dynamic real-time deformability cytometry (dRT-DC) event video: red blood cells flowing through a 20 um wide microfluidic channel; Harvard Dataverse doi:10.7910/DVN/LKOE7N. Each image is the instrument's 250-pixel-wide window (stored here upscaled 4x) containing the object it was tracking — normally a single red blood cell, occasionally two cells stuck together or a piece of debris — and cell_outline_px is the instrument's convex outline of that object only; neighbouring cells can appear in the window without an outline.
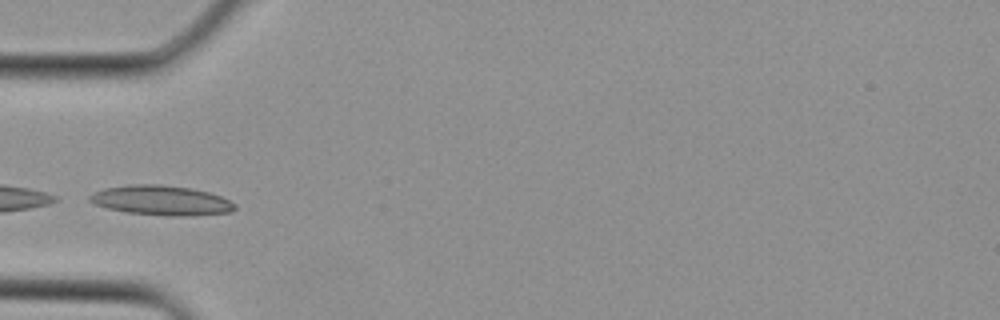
{"species": "Egyptian fruit bat (a non-hibernating species)", "species_latin": "Rousettus aegyptiacus", "temperature_condition": "cold", "stored_images_in_passage": 2, "camera_frame_rate_fps": 3000, "um_per_image_px": 0.085, "animal": {"sex": "female"}, "frame": {"image": 1, "passage_image": 2, "time_ms": 0.333, "image_size_px": [1000, 320], "cell_outline_px": [[236, 208], [232, 212], [184, 216], [168, 216], [124, 212], [108, 208], [96, 204], [88, 200], [88, 196], [104, 188], [132, 184], [160, 184], [192, 188], [208, 192], [220, 196], [236, 204]], "centroid_in_image_um": [13.72, 17.03], "position_along_channel_um": 71.3, "area_um2": 25.14}}